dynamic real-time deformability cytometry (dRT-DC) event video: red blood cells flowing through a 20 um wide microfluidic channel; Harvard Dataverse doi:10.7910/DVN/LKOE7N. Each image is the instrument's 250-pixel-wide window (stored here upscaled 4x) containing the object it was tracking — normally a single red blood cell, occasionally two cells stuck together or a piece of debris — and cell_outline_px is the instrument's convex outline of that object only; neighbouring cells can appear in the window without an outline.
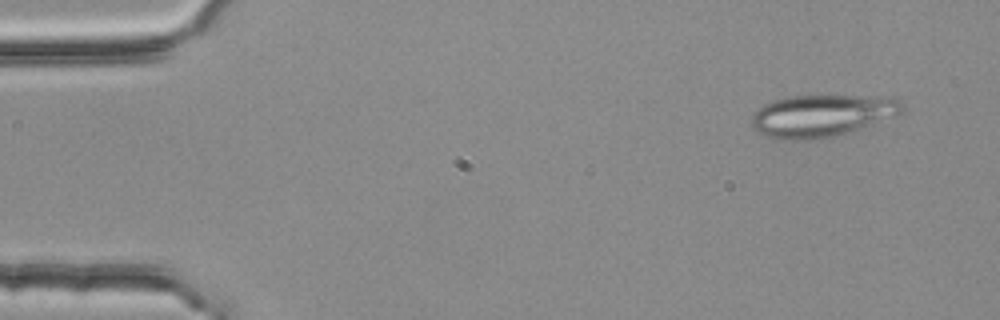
{"species": "common noctule bat (a hibernating species)", "species_latin": "Nyctalus noctula", "temperature_condition": "room temperature", "stored_images_in_passage": 3, "camera_frame_rate_fps": 3000, "um_per_image_px": 0.085, "animal": {"sex": "female", "body_mass_g": 25.1}, "frame": {"image": 1, "passage_image": 1, "time_ms": 0.0, "image_size_px": [1000, 320], "cell_outline_px": [[904, 108], [900, 112], [856, 132], [820, 140], [780, 140], [756, 132], [752, 128], [752, 112], [764, 104], [788, 96], [888, 96], [904, 100]], "centroid_in_image_um": [69.87, 9.85], "position_along_channel_um": 15.1, "area_um2": 37.74}}